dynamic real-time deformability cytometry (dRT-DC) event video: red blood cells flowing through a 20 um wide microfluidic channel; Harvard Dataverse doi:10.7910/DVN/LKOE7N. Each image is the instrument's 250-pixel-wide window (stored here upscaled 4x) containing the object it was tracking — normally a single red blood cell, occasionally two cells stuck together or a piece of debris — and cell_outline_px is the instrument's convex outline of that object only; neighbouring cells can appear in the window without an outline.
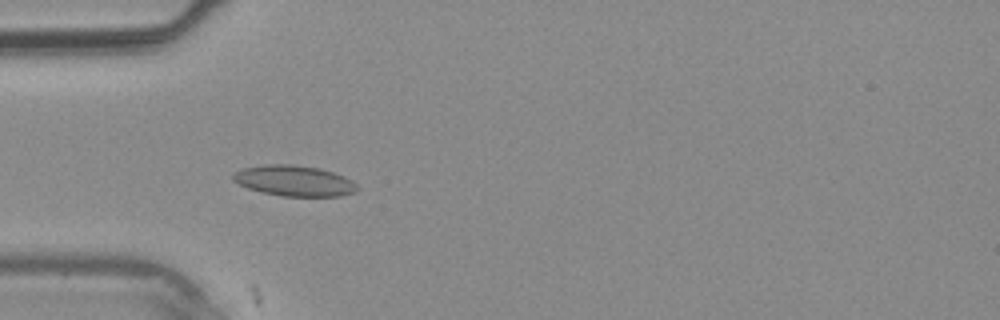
{"species": "common noctule bat (a hibernating species)", "species_latin": "Nyctalus noctula", "temperature_condition": "warm", "stored_images_in_passage": 8, "camera_frame_rate_fps": 3000, "um_per_image_px": 0.085, "animal": {"sex": "male", "body_mass_g": 20.4}, "frame": {"image": 1, "passage_image": 4, "time_ms": 1.0, "image_size_px": [1000, 320], "cell_outline_px": [[360, 188], [356, 192], [340, 196], [280, 196], [260, 192], [248, 188], [232, 180], [232, 172], [244, 168], [264, 164], [292, 164], [320, 168], [344, 176], [352, 180]], "centroid_in_image_um": [25.01, 15.36], "position_along_channel_um": 60.0, "area_um2": 22.43}}